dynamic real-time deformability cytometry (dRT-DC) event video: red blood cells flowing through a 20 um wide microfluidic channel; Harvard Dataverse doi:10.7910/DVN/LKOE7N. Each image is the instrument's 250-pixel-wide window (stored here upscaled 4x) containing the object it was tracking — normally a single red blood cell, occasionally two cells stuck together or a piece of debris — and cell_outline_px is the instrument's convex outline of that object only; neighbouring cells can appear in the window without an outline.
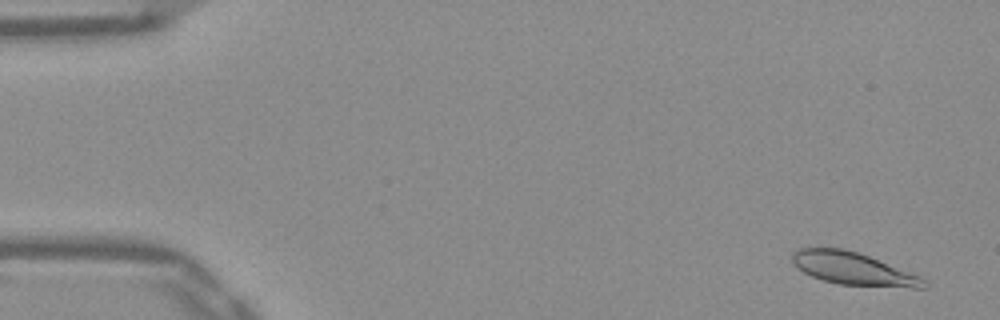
{"species": "Egyptian fruit bat (a non-hibernating species)", "species_latin": "Rousettus aegyptiacus", "temperature_condition": "warm", "stored_images_in_passage": 53, "camera_frame_rate_fps": 3000, "um_per_image_px": 0.085, "frame": {"image": 1, "passage_image": 3, "time_ms": 0.667, "image_size_px": [1000, 320], "cell_outline_px": [[928, 284], [924, 288], [912, 288], [840, 284], [824, 280], [812, 276], [796, 268], [792, 264], [792, 252], [800, 248], [844, 248], [868, 256], [920, 276]], "centroid_in_image_um": [72.49, 22.84], "position_along_channel_um": 12.5, "area_um2": 24.74}}
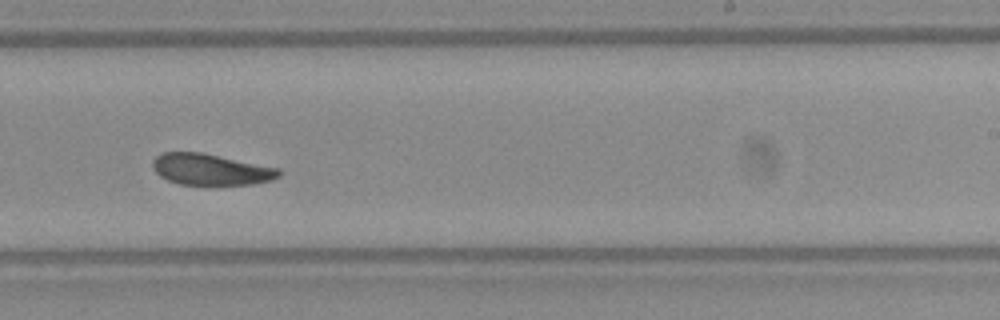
{"frame": {"image": 2, "passage_image": 33, "time_ms": 10.667, "image_size_px": [1000, 320], "cell_outline_px": [[284, 172], [280, 176], [272, 180], [256, 184], [216, 188], [208, 188], [180, 184], [168, 180], [160, 176], [152, 168], [152, 160], [160, 152], [200, 152], [280, 168]], "centroid_in_image_um": [17.95, 14.46], "position_along_channel_um": 271.0, "area_um2": 24.28}}
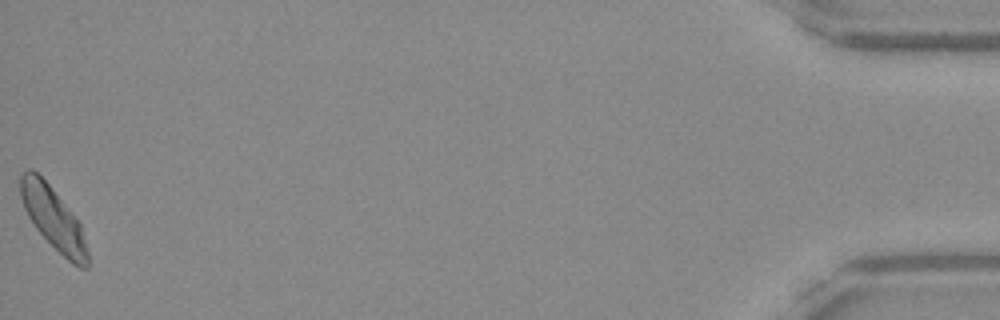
{"frame": {"image": 3, "passage_image": 53, "time_ms": 17.333, "image_size_px": [1000, 320], "cell_outline_px": [[88, 268], [80, 268], [72, 264], [36, 228], [28, 216], [24, 208], [20, 196], [20, 176], [28, 168], [32, 168], [48, 184], [80, 224], [88, 252]], "centroid_in_image_um": [4.51, 18.56], "position_along_channel_um": 430.7, "area_um2": 23.58}, "authors_computed_cell_mechanics": {"area_um2": 24.4494, "velocity_mm_per_s": 3.8551, "shape_relaxation_time_tau1_ms": 4.5422, "shape_relaxation_time_tau2_ms": 2.3234, "deformation_change_tau1": 0.1404, "deformation_change_tau2": 0.0684}}